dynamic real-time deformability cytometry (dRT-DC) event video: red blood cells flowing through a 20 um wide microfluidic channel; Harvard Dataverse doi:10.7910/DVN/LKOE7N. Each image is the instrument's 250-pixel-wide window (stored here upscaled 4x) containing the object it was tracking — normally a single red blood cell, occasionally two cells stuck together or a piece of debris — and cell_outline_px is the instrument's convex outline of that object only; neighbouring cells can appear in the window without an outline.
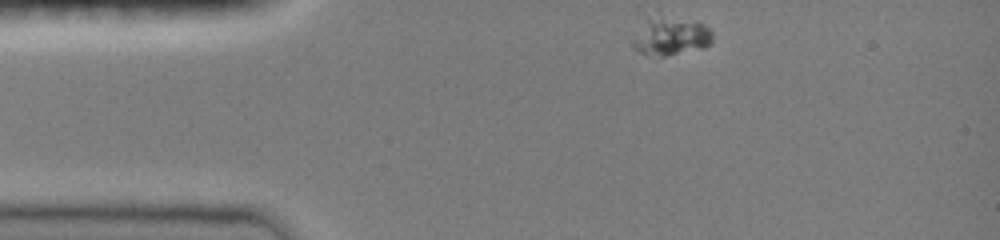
{"species": "common noctule bat (a hibernating species)", "species_latin": "Nyctalus noctula", "temperature_condition": "room temperature", "stored_images_in_passage": 42, "camera_frame_rate_fps": 3000, "um_per_image_px": 0.085, "animal": {"sex": "female", "body_mass_g": 19.0, "forearm_length_mm": 51.5}, "frame": {"image": 1, "passage_image": 1, "time_ms": 0.0, "image_size_px": [1000, 240], "cell_outline_px": [[712, 40], [704, 48], [664, 56], [644, 56], [632, 48], [632, 40], [644, 12], [696, 20], [704, 24], [712, 32]], "centroid_in_image_um": [56.89, 3.01], "position_along_channel_um": 28.1, "area_um2": 19.02}}
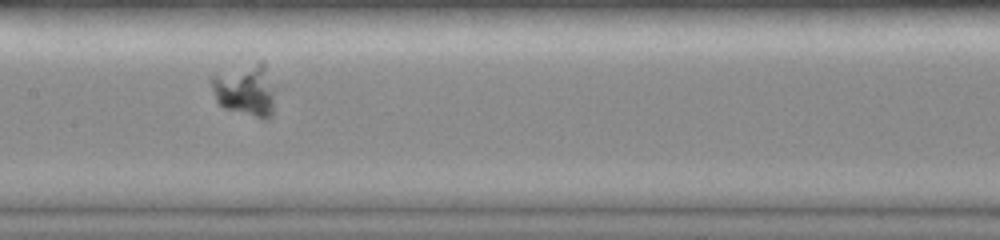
{"frame": {"image": 2, "passage_image": 17, "time_ms": 5.333, "image_size_px": [1000, 240], "cell_outline_px": [[276, 88], [272, 116], [268, 120], [264, 120], [224, 108], [216, 100], [212, 88], [212, 76], [260, 60], [264, 60]], "centroid_in_image_um": [20.95, 7.67], "position_along_channel_um": 186.4, "area_um2": 19.77}}
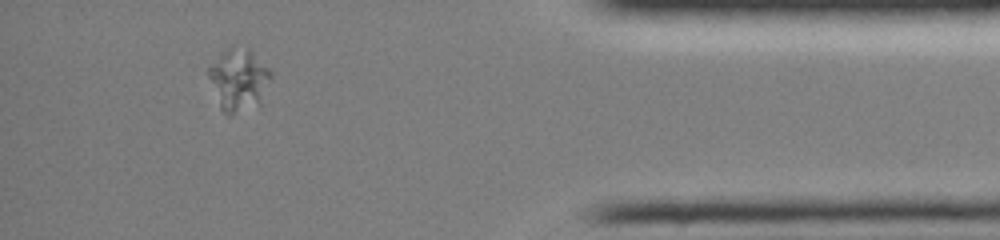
{"frame": {"image": 3, "passage_image": 37, "time_ms": 12.0, "image_size_px": [1000, 240], "cell_outline_px": [[272, 76], [260, 104], [232, 116], [228, 116], [220, 108], [208, 76], [208, 64], [228, 48], [248, 48], [272, 72]], "centroid_in_image_um": [20.27, 6.81], "position_along_channel_um": 414.9, "area_um2": 22.43}}